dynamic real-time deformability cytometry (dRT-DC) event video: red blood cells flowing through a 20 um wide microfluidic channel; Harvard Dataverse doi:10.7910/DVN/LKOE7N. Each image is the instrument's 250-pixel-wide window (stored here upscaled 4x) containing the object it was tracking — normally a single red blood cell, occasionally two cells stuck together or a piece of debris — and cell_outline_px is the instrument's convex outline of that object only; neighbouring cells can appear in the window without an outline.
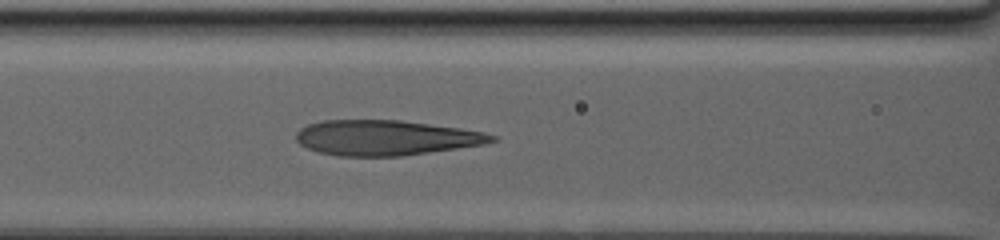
{"species": "human", "species_latin": "Homo sapiens", "temperature_condition": "warm", "stored_images_in_passage": 11, "camera_frame_rate_fps": 3000, "um_per_image_px": 0.085, "donor": {"sex": "male"}, "frame": {"image": 1, "passage_image": 11, "time_ms": 13.333, "image_size_px": [1000, 240], "cell_outline_px": [[500, 140], [484, 144], [404, 156], [340, 156], [316, 152], [300, 144], [296, 140], [296, 132], [300, 128], [308, 124], [324, 120], [400, 120], [460, 128], [484, 132], [500, 136]], "centroid_in_image_um": [32.81, 11.71], "position_along_channel_um": 133.8, "area_um2": 40.34}}